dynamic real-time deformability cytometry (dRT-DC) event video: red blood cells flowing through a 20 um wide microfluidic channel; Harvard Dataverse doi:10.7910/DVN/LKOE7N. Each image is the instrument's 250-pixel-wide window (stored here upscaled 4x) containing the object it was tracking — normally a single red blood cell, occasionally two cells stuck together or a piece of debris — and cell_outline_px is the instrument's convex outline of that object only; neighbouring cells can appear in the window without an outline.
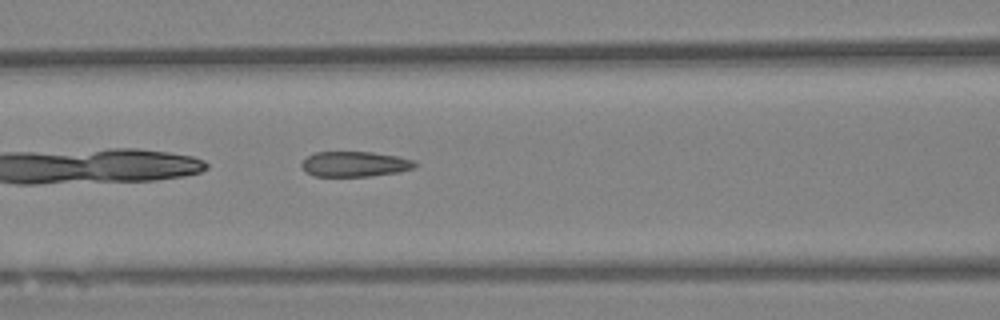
{"species": "Egyptian fruit bat (a non-hibernating species)", "species_latin": "Rousettus aegyptiacus", "temperature_condition": "warm", "stored_images_in_passage": 35, "camera_frame_rate_fps": 3000, "um_per_image_px": 0.085, "animal": {"sex": "female"}, "frame": {"image": 1, "passage_image": 8, "time_ms": 2.333, "image_size_px": [1000, 320], "cell_outline_px": [[420, 164], [416, 168], [400, 172], [368, 176], [312, 176], [300, 168], [300, 164], [308, 156], [316, 152], [372, 152], [400, 156], [416, 160]], "centroid_in_image_um": [30.22, 13.94], "position_along_channel_um": 136.4, "area_um2": 17.05}}
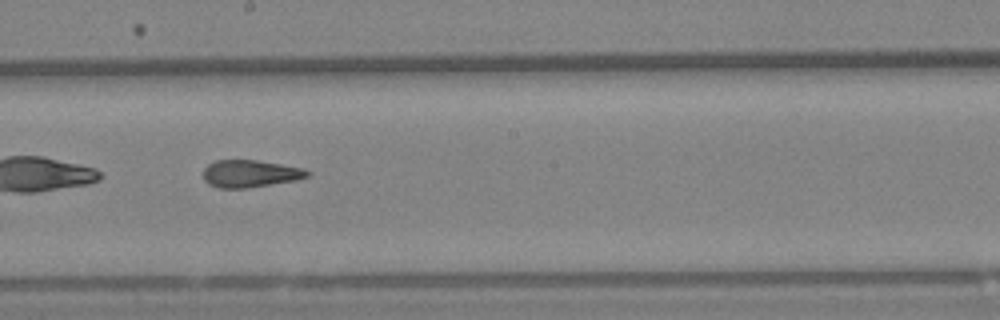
{"frame": {"image": 2, "passage_image": 16, "time_ms": 5.0, "image_size_px": [1000, 320], "cell_outline_px": [[312, 172], [308, 176], [296, 180], [244, 188], [220, 188], [208, 184], [204, 180], [204, 168], [208, 164], [216, 160], [256, 160], [304, 168]], "centroid_in_image_um": [21.26, 14.75], "position_along_channel_um": 226.9, "area_um2": 16.47}}
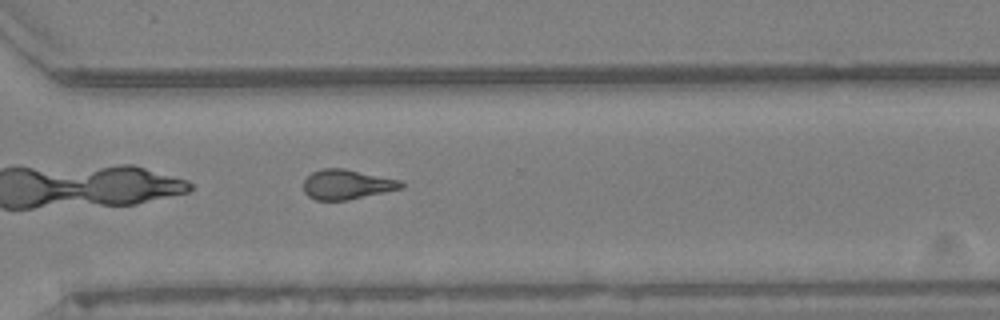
{"frame": {"image": 3, "passage_image": 26, "time_ms": 8.333, "image_size_px": [1000, 320], "cell_outline_px": [[404, 188], [348, 200], [316, 200], [308, 196], [304, 192], [304, 180], [312, 172], [324, 168], [344, 168], [400, 180], [404, 184]], "centroid_in_image_um": [29.49, 15.68], "position_along_channel_um": 341.1, "area_um2": 16.94}}